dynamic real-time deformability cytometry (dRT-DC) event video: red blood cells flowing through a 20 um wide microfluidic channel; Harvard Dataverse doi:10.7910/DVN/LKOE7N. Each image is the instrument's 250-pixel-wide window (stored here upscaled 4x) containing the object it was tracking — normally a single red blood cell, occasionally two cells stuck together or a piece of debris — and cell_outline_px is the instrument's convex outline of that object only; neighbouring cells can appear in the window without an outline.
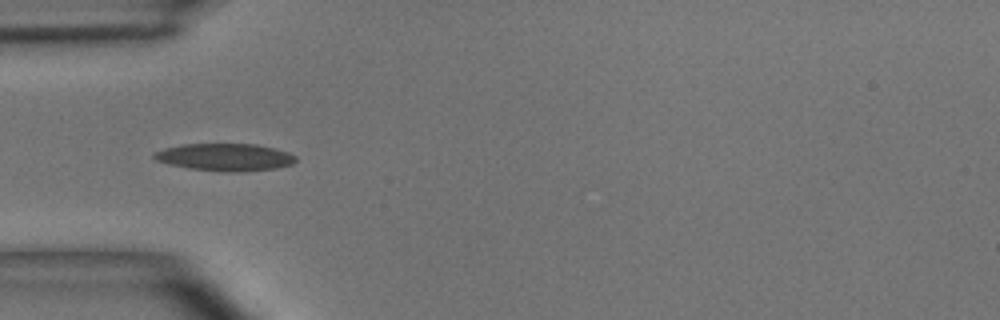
{"species": "common noctule bat (a hibernating species)", "species_latin": "Nyctalus noctula", "temperature_condition": "room temperature", "stored_images_in_passage": 7, "camera_frame_rate_fps": 3000, "um_per_image_px": 0.085, "animal": {"sex": "male", "body_mass_g": 15.6}, "frame": {"image": 1, "passage_image": 5, "time_ms": 4.667, "image_size_px": [1000, 320], "cell_outline_px": [[296, 160], [292, 164], [276, 168], [244, 172], [228, 172], [192, 168], [168, 164], [156, 160], [152, 156], [152, 152], [164, 148], [184, 144], [256, 144], [276, 148], [288, 152], [296, 156]], "centroid_in_image_um": [19.14, 13.35], "position_along_channel_um": 65.9, "area_um2": 22.66}}
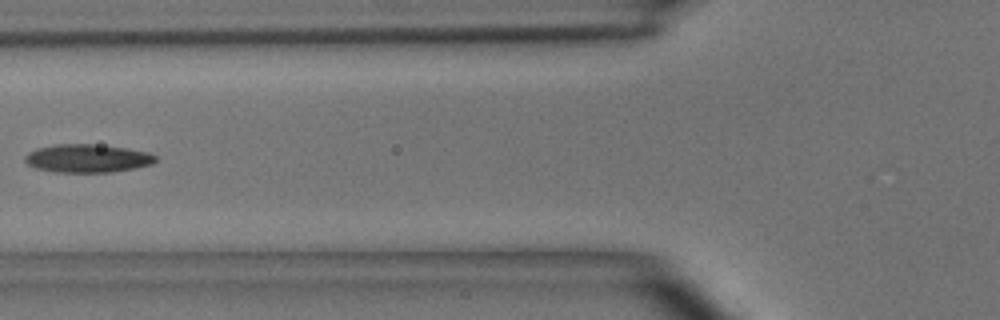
{"frame": {"image": 2, "passage_image": 6, "time_ms": 6.0, "image_size_px": [1000, 320], "cell_outline_px": [[156, 160], [152, 164], [136, 168], [112, 172], [56, 172], [36, 168], [28, 164], [24, 160], [24, 156], [28, 152], [36, 148], [56, 144], [92, 144], [124, 148], [148, 152], [156, 156]], "centroid_in_image_um": [7.41, 13.46], "position_along_channel_um": 118.4, "area_um2": 21.44}}